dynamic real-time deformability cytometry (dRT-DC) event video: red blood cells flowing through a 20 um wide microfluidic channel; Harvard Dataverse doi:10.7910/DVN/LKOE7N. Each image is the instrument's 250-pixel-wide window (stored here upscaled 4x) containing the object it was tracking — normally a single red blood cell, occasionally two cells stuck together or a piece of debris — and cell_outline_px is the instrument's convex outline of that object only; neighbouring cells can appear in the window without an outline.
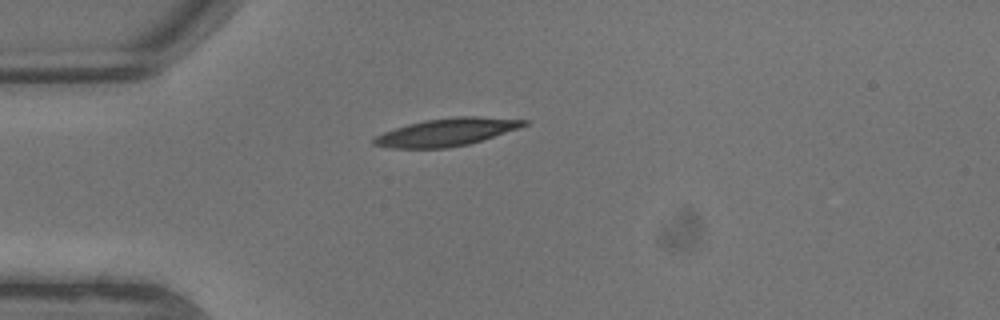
{"species": "common noctule bat (a hibernating species)", "species_latin": "Nyctalus noctula", "temperature_condition": "warm", "stored_images_in_passage": 3, "camera_frame_rate_fps": 3000, "um_per_image_px": 0.085, "animal": {"sex": "male", "body_mass_g": 13.3}, "frame": {"image": 1, "passage_image": 1, "time_ms": 0.0, "image_size_px": [1000, 320], "cell_outline_px": [[528, 124], [520, 128], [468, 144], [448, 148], [392, 148], [372, 144], [372, 140], [376, 136], [384, 132], [408, 124], [424, 120], [460, 116], [476, 116], [528, 120]], "centroid_in_image_um": [37.97, 11.23], "position_along_channel_um": 47.0, "area_um2": 23.99}}